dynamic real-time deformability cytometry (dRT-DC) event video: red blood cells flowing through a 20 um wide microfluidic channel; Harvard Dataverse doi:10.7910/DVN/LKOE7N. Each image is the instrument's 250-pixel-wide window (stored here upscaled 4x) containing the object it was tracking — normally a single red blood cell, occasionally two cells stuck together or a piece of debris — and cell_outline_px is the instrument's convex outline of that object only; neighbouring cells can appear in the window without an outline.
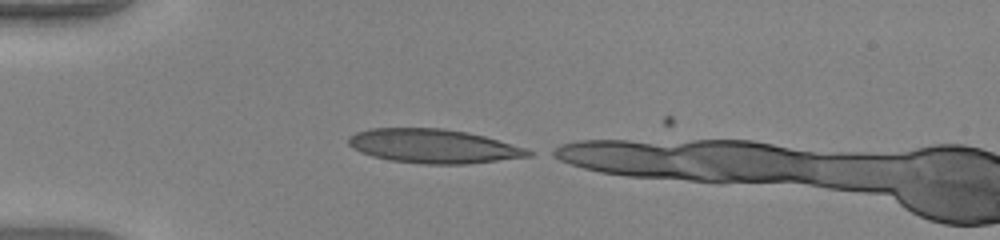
{"species": "human", "species_latin": "Homo sapiens", "temperature_condition": "warm", "stored_images_in_passage": 31, "camera_frame_rate_fps": 3000, "um_per_image_px": 0.085, "donor": {"sex": "female"}, "frame": {"image": 1, "passage_image": 1, "time_ms": 0.0, "image_size_px": [1000, 240], "cell_outline_px": [[536, 152], [532, 156], [468, 164], [424, 164], [388, 160], [372, 156], [360, 152], [352, 148], [348, 144], [348, 136], [356, 132], [372, 128], [440, 128], [468, 132], [484, 136], [524, 148]], "centroid_in_image_um": [36.82, 12.43], "position_along_channel_um": 48.2, "area_um2": 35.72}}
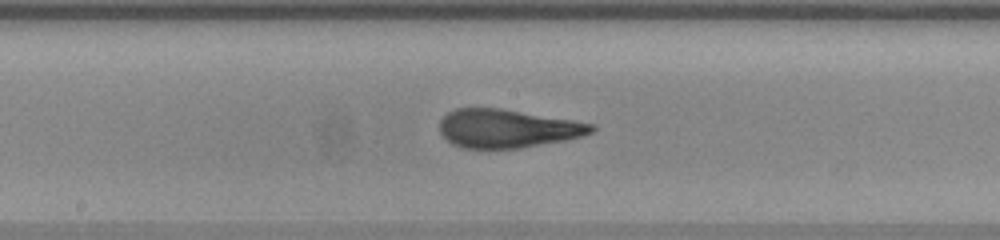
{"frame": {"image": 2, "passage_image": 14, "time_ms": 4.333, "image_size_px": [1000, 240], "cell_outline_px": [[596, 128], [592, 132], [584, 136], [564, 140], [520, 148], [460, 148], [452, 144], [440, 132], [440, 120], [448, 112], [456, 108], [500, 108], [596, 124]], "centroid_in_image_um": [43.13, 10.92], "position_along_channel_um": 205.1, "area_um2": 33.93}}
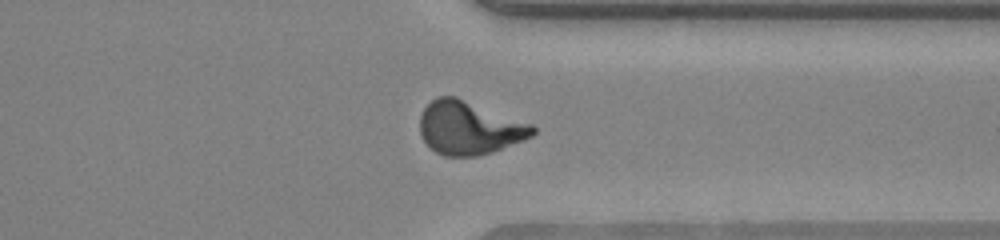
{"frame": {"image": 3, "passage_image": 26, "time_ms": 8.333, "image_size_px": [1000, 240], "cell_outline_px": [[536, 132], [532, 136], [524, 140], [492, 152], [476, 156], [444, 156], [436, 152], [424, 140], [420, 132], [420, 116], [424, 108], [436, 96], [456, 96], [532, 124], [536, 128]], "centroid_in_image_um": [39.89, 10.86], "position_along_channel_um": 371.5, "area_um2": 34.97}, "authors_computed_cell_mechanics": {"area_um2": 34.68, "velocity_mm_per_s": 4.1651, "shape_relaxation_time_tau1_ms": 6.9781, "shape_relaxation_time_tau2_ms": 0.8244, "deformation_change_tau1": 0.3256, "deformation_change_tau2": 0.0884}}